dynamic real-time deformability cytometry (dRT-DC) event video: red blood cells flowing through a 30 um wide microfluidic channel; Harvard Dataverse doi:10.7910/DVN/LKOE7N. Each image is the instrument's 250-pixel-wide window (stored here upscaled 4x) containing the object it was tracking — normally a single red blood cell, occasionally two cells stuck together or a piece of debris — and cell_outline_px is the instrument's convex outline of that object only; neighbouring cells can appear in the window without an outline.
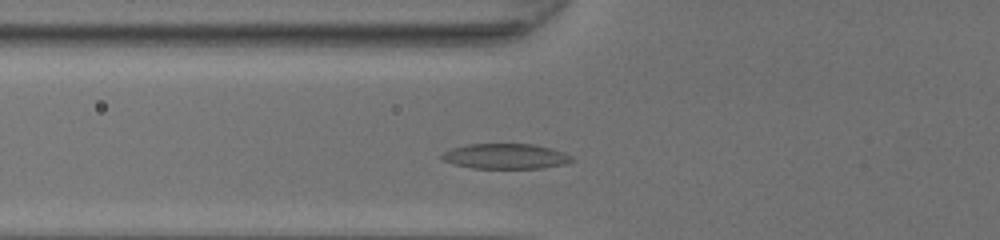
{"species": "common noctule bat (a hibernating species)", "species_latin": "Nyctalus noctula", "temperature_condition": "room temperature", "stored_images_in_passage": 32, "camera_frame_rate_fps": 3000, "um_per_image_px": 0.085, "animal": {"sex": "female", "body_mass_g": 20.0, "forearm_length_mm": 54.0}, "frame": {"image": 1, "passage_image": 7, "time_ms": 2.0, "image_size_px": [1000, 240], "cell_outline_px": [[576, 160], [564, 164], [544, 168], [472, 168], [452, 164], [444, 160], [440, 156], [448, 148], [468, 144], [532, 144], [552, 148], [564, 152], [572, 156]], "centroid_in_image_um": [42.98, 13.28], "position_along_channel_um": 82.8, "area_um2": 19.31}}
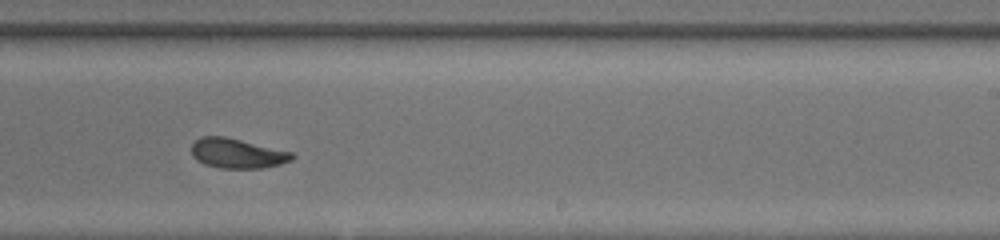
{"frame": {"image": 2, "passage_image": 20, "time_ms": 6.333, "image_size_px": [1000, 240], "cell_outline_px": [[296, 156], [292, 160], [280, 164], [260, 168], [220, 168], [204, 164], [196, 160], [192, 156], [192, 144], [200, 136], [224, 136], [292, 152]], "centroid_in_image_um": [20.15, 13.03], "position_along_channel_um": 268.9, "area_um2": 17.4}}
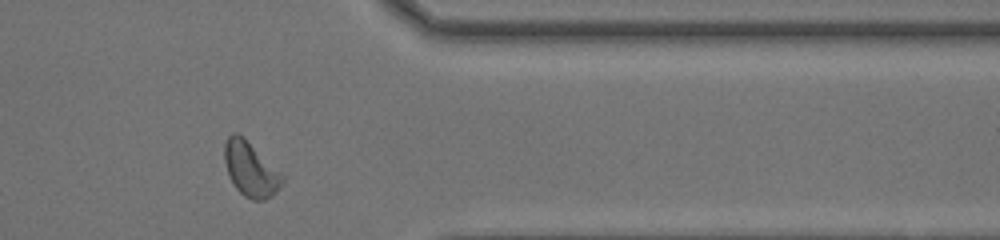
{"frame": {"image": 3, "passage_image": 29, "time_ms": 9.333, "image_size_px": [1000, 240], "cell_outline_px": [[284, 180], [276, 192], [272, 196], [264, 200], [252, 200], [244, 196], [236, 188], [228, 172], [224, 160], [224, 144], [228, 136], [232, 132], [236, 132], [284, 176]], "centroid_in_image_um": [21.28, 14.42], "position_along_channel_um": 390.1, "area_um2": 17.74}, "authors_computed_cell_mechanics": {"area_um2": 17.4845, "velocity_mm_per_s": 4.2963, "shape_relaxation_time_tau1_ms": 2.5578, "shape_relaxation_time_tau2_ms": 2.4286, "deformation_change_tau1": 0.1251, "deformation_change_tau2": 0.0831}}